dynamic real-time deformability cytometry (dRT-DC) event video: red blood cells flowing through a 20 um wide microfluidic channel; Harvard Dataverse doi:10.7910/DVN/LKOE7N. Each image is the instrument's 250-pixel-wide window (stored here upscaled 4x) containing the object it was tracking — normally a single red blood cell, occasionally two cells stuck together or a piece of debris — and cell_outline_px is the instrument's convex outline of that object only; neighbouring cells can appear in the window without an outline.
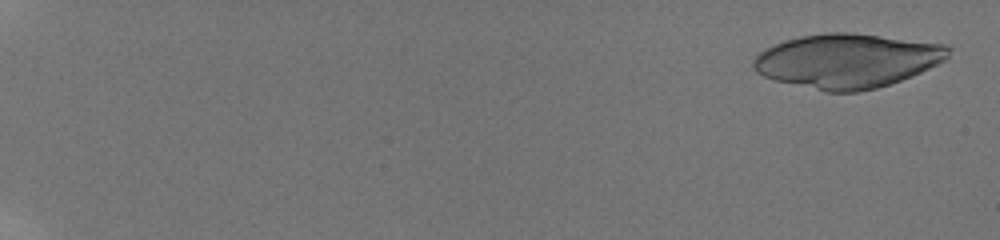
{"species": "human", "species_latin": "Homo sapiens", "temperature_condition": "room temperature", "stored_images_in_passage": 13, "camera_frame_rate_fps": 3000, "um_per_image_px": 0.085, "donor": {"sex": "male"}, "frame": {"image": 1, "passage_image": 1, "time_ms": 0.0, "image_size_px": [1000, 240], "cell_outline_px": [[952, 48], [948, 56], [944, 60], [912, 76], [876, 88], [860, 92], [824, 92], [772, 80], [756, 72], [752, 68], [752, 60], [760, 52], [776, 44], [800, 36], [828, 32], [848, 32], [944, 44]], "centroid_in_image_um": [71.98, 5.18], "position_along_channel_um": 13.0, "area_um2": 61.44}}